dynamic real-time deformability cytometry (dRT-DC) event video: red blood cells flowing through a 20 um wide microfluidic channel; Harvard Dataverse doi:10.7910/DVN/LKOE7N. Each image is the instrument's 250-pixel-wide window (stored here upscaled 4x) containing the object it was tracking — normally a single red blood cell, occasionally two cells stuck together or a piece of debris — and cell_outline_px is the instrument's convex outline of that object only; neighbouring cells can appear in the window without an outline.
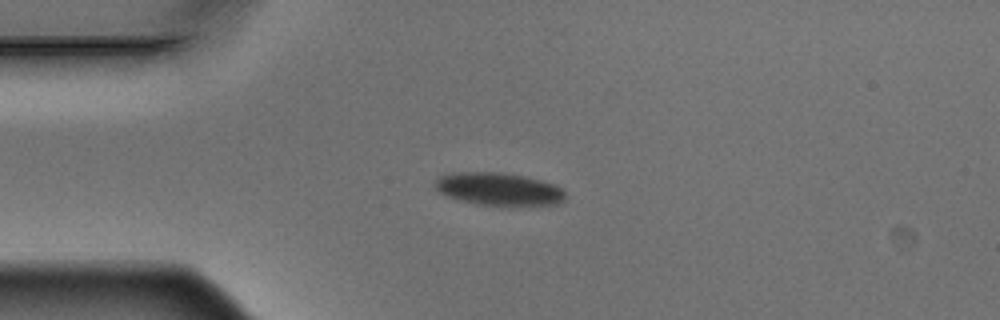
{"species": "Egyptian fruit bat (a non-hibernating species)", "species_latin": "Rousettus aegyptiacus", "temperature_condition": "warm", "stored_images_in_passage": 3, "camera_frame_rate_fps": 3000, "um_per_image_px": 0.085, "animal": {"sex": "male"}, "frame": {"image": 1, "passage_image": 3, "time_ms": 0.667, "image_size_px": [1000, 320], "cell_outline_px": [[564, 200], [556, 204], [476, 204], [448, 196], [440, 192], [436, 188], [436, 176], [448, 172], [504, 172], [524, 176], [556, 184], [564, 192]], "centroid_in_image_um": [42.35, 16.03], "position_along_channel_um": 42.7, "area_um2": 24.45}}